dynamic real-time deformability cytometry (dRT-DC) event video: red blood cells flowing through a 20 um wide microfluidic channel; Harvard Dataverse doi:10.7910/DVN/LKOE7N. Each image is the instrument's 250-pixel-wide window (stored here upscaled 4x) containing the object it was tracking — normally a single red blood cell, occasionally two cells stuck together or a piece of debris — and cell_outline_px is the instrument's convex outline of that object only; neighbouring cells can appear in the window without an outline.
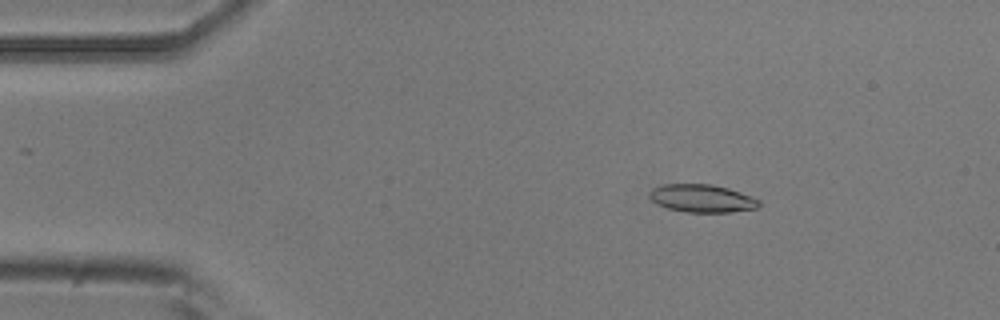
{"species": "common noctule bat (a hibernating species)", "species_latin": "Nyctalus noctula", "temperature_condition": "room temperature", "stored_images_in_passage": 4, "camera_frame_rate_fps": 3000, "um_per_image_px": 0.085, "animal": {"sex": "male", "body_mass_g": 20.5, "forearm_length_mm": 52.5}, "frame": {"image": 1, "passage_image": 3, "time_ms": 2.333, "image_size_px": [1000, 320], "cell_outline_px": [[760, 208], [732, 212], [684, 212], [668, 208], [656, 204], [648, 196], [648, 192], [652, 188], [660, 184], [712, 184], [728, 188], [752, 196], [760, 200]], "centroid_in_image_um": [59.66, 16.86], "position_along_channel_um": 25.3, "area_um2": 18.09}}